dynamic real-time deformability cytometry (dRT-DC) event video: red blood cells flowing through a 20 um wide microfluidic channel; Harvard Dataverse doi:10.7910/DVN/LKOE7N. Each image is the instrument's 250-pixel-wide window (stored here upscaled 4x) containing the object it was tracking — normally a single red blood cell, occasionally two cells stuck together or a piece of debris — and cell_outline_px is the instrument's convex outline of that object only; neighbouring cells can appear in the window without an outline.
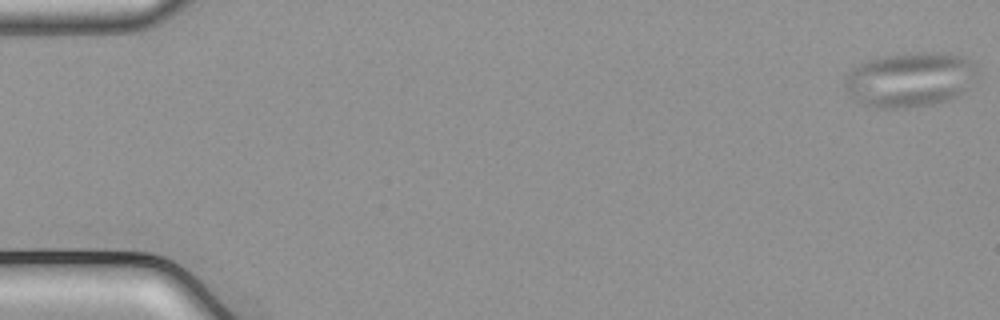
{"species": "common noctule bat (a hibernating species)", "species_latin": "Nyctalus noctula", "temperature_condition": "cold", "stored_images_in_passage": 54, "camera_frame_rate_fps": 3000, "um_per_image_px": 0.085, "animal": {"sex": "male", "body_mass_g": 21.5, "forearm_length_mm": 52.0}, "frame": {"image": 1, "passage_image": 1, "time_ms": 0.0, "image_size_px": [1000, 320], "cell_outline_px": [[972, 64], [968, 88], [964, 92], [948, 100], [932, 104], [904, 108], [876, 108], [852, 100], [848, 96], [844, 84], [848, 76], [860, 64], [868, 60], [884, 56], [916, 52], [924, 52], [956, 56], [968, 60]], "centroid_in_image_um": [77.23, 6.81], "position_along_channel_um": 7.8, "area_um2": 40.98}}
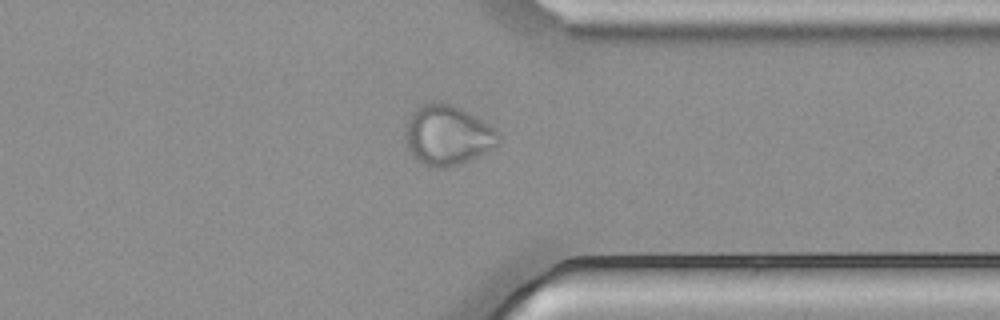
{"frame": {"image": 2, "passage_image": 42, "time_ms": 13.667, "image_size_px": [1000, 320], "cell_outline_px": [[500, 140], [496, 144], [476, 156], [456, 164], [444, 168], [432, 168], [416, 160], [408, 148], [408, 120], [412, 112], [420, 104], [436, 100], [440, 100], [452, 104], [488, 124], [496, 132]], "centroid_in_image_um": [38.0, 11.46], "position_along_channel_um": 373.4, "area_um2": 31.62}}
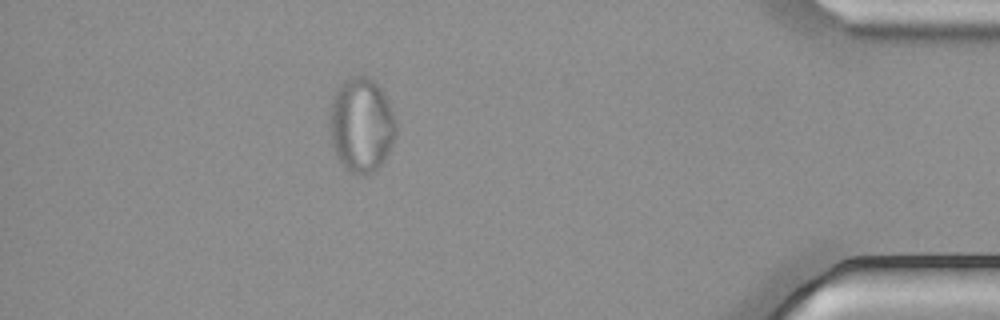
{"frame": {"image": 3, "passage_image": 48, "time_ms": 15.667, "image_size_px": [1000, 320], "cell_outline_px": [[396, 132], [392, 144], [384, 160], [372, 172], [364, 176], [360, 176], [348, 172], [344, 168], [332, 144], [328, 128], [328, 120], [332, 96], [340, 84], [344, 80], [352, 76], [364, 76], [372, 80], [380, 88], [396, 120]], "centroid_in_image_um": [30.67, 10.64], "position_along_channel_um": 404.5, "area_um2": 36.59}}